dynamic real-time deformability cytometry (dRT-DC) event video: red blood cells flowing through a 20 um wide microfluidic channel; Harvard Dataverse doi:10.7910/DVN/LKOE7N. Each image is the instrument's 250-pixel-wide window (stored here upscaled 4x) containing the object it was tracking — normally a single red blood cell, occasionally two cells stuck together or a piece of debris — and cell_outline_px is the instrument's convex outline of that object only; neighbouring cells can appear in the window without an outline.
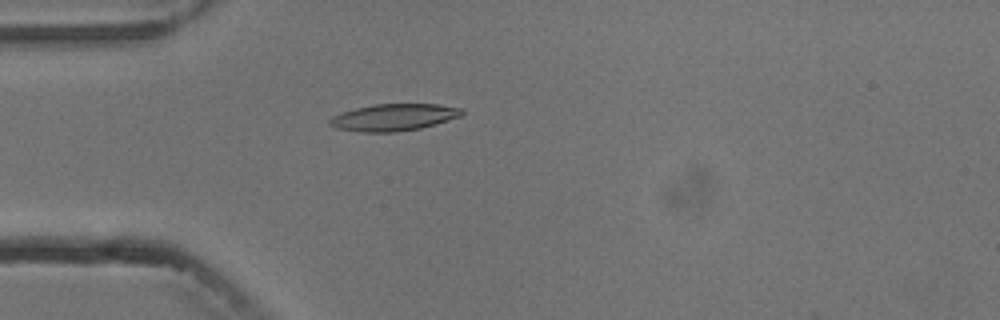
{"species": "common noctule bat (a hibernating species)", "species_latin": "Nyctalus noctula", "temperature_condition": "cold", "stored_images_in_passage": 4, "camera_frame_rate_fps": 3000, "um_per_image_px": 0.085, "animal": {"sex": "male", "body_mass_g": 13.3}, "frame": {"image": 1, "passage_image": 4, "time_ms": 4.333, "image_size_px": [1000, 320], "cell_outline_px": [[464, 112], [460, 116], [436, 124], [420, 128], [396, 132], [364, 132], [336, 128], [328, 124], [328, 120], [332, 116], [340, 112], [372, 104], [436, 104], [464, 108]], "centroid_in_image_um": [33.45, 9.96], "position_along_channel_um": 51.5, "area_um2": 20.81}}